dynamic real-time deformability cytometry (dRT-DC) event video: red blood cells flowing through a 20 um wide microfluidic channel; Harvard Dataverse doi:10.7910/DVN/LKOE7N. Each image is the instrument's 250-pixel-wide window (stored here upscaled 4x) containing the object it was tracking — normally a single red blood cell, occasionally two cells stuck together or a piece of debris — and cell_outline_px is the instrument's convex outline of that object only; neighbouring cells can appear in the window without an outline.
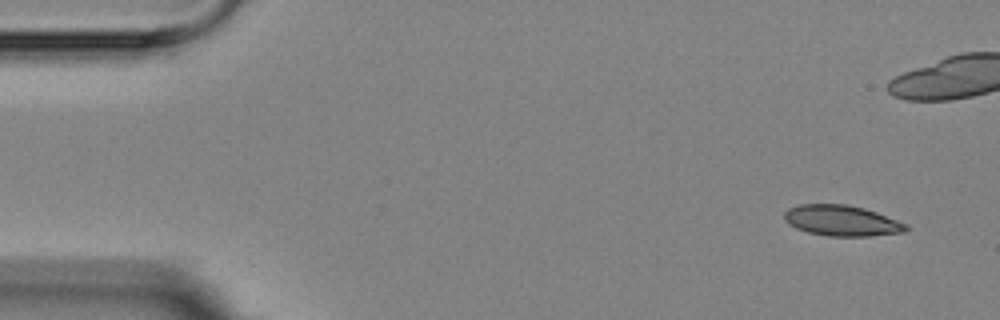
{"species": "Egyptian fruit bat (a non-hibernating species)", "species_latin": "Rousettus aegyptiacus", "temperature_condition": "room temperature", "stored_images_in_passage": 6, "camera_frame_rate_fps": 3000, "um_per_image_px": 0.085, "animal": {"sex": "female"}, "frame": {"image": 1, "passage_image": 1, "time_ms": 0.0, "image_size_px": [1000, 320], "cell_outline_px": [[908, 228], [904, 232], [868, 236], [828, 236], [808, 232], [796, 228], [788, 224], [784, 220], [784, 212], [788, 208], [800, 204], [844, 204], [864, 208], [876, 212], [908, 224]], "centroid_in_image_um": [71.52, 18.75], "position_along_channel_um": 13.5, "area_um2": 21.79}}